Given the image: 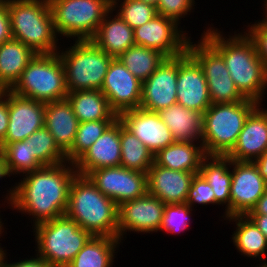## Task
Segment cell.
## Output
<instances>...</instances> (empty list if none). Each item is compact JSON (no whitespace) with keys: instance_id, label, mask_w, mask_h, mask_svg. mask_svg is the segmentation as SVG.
<instances>
[{"instance_id":"obj_1","label":"cell","mask_w":267,"mask_h":267,"mask_svg":"<svg viewBox=\"0 0 267 267\" xmlns=\"http://www.w3.org/2000/svg\"><path fill=\"white\" fill-rule=\"evenodd\" d=\"M77 174L70 162L43 166L22 175L23 180L9 188L4 201L11 209L33 216V226L53 220L65 215L69 189Z\"/></svg>"},{"instance_id":"obj_2","label":"cell","mask_w":267,"mask_h":267,"mask_svg":"<svg viewBox=\"0 0 267 267\" xmlns=\"http://www.w3.org/2000/svg\"><path fill=\"white\" fill-rule=\"evenodd\" d=\"M243 32H234L227 38L217 28L209 27L202 36L222 55L239 92L246 99L262 104L267 91V68L258 56L254 42Z\"/></svg>"},{"instance_id":"obj_3","label":"cell","mask_w":267,"mask_h":267,"mask_svg":"<svg viewBox=\"0 0 267 267\" xmlns=\"http://www.w3.org/2000/svg\"><path fill=\"white\" fill-rule=\"evenodd\" d=\"M118 205L87 176L77 174L69 189L65 215L92 236L118 238Z\"/></svg>"},{"instance_id":"obj_4","label":"cell","mask_w":267,"mask_h":267,"mask_svg":"<svg viewBox=\"0 0 267 267\" xmlns=\"http://www.w3.org/2000/svg\"><path fill=\"white\" fill-rule=\"evenodd\" d=\"M11 34L36 54H54L58 35L48 0H7Z\"/></svg>"},{"instance_id":"obj_5","label":"cell","mask_w":267,"mask_h":267,"mask_svg":"<svg viewBox=\"0 0 267 267\" xmlns=\"http://www.w3.org/2000/svg\"><path fill=\"white\" fill-rule=\"evenodd\" d=\"M257 105L251 99L211 104L203 113L201 144L205 154L226 156L235 146L246 118Z\"/></svg>"},{"instance_id":"obj_6","label":"cell","mask_w":267,"mask_h":267,"mask_svg":"<svg viewBox=\"0 0 267 267\" xmlns=\"http://www.w3.org/2000/svg\"><path fill=\"white\" fill-rule=\"evenodd\" d=\"M33 228L36 253L51 267H67L92 237L66 215Z\"/></svg>"},{"instance_id":"obj_7","label":"cell","mask_w":267,"mask_h":267,"mask_svg":"<svg viewBox=\"0 0 267 267\" xmlns=\"http://www.w3.org/2000/svg\"><path fill=\"white\" fill-rule=\"evenodd\" d=\"M74 41L73 46L58 51L64 66L67 92L101 90L113 57L91 40Z\"/></svg>"},{"instance_id":"obj_8","label":"cell","mask_w":267,"mask_h":267,"mask_svg":"<svg viewBox=\"0 0 267 267\" xmlns=\"http://www.w3.org/2000/svg\"><path fill=\"white\" fill-rule=\"evenodd\" d=\"M10 91L43 103L66 99L65 71L58 52L36 54Z\"/></svg>"},{"instance_id":"obj_9","label":"cell","mask_w":267,"mask_h":267,"mask_svg":"<svg viewBox=\"0 0 267 267\" xmlns=\"http://www.w3.org/2000/svg\"><path fill=\"white\" fill-rule=\"evenodd\" d=\"M57 35L90 40L96 33L111 0H48ZM77 37V38H76Z\"/></svg>"},{"instance_id":"obj_10","label":"cell","mask_w":267,"mask_h":267,"mask_svg":"<svg viewBox=\"0 0 267 267\" xmlns=\"http://www.w3.org/2000/svg\"><path fill=\"white\" fill-rule=\"evenodd\" d=\"M202 34L197 43L191 42V39L189 40L187 52L203 70L211 103H232L246 100L233 82L222 55Z\"/></svg>"},{"instance_id":"obj_11","label":"cell","mask_w":267,"mask_h":267,"mask_svg":"<svg viewBox=\"0 0 267 267\" xmlns=\"http://www.w3.org/2000/svg\"><path fill=\"white\" fill-rule=\"evenodd\" d=\"M179 24L181 23L158 14L134 29L135 44L157 50L166 58L186 53L191 36L188 37V33L178 27Z\"/></svg>"},{"instance_id":"obj_12","label":"cell","mask_w":267,"mask_h":267,"mask_svg":"<svg viewBox=\"0 0 267 267\" xmlns=\"http://www.w3.org/2000/svg\"><path fill=\"white\" fill-rule=\"evenodd\" d=\"M87 177L117 205L148 193L147 173L129 170L122 166L96 169Z\"/></svg>"},{"instance_id":"obj_13","label":"cell","mask_w":267,"mask_h":267,"mask_svg":"<svg viewBox=\"0 0 267 267\" xmlns=\"http://www.w3.org/2000/svg\"><path fill=\"white\" fill-rule=\"evenodd\" d=\"M166 204L155 196L128 200L118 205V239L129 231L134 233H154L160 230Z\"/></svg>"},{"instance_id":"obj_14","label":"cell","mask_w":267,"mask_h":267,"mask_svg":"<svg viewBox=\"0 0 267 267\" xmlns=\"http://www.w3.org/2000/svg\"><path fill=\"white\" fill-rule=\"evenodd\" d=\"M230 169V217L247 215L266 191L267 184L255 162L231 160Z\"/></svg>"},{"instance_id":"obj_15","label":"cell","mask_w":267,"mask_h":267,"mask_svg":"<svg viewBox=\"0 0 267 267\" xmlns=\"http://www.w3.org/2000/svg\"><path fill=\"white\" fill-rule=\"evenodd\" d=\"M101 92L106 96L112 111L119 116L125 111L140 107L142 82L118 58H113Z\"/></svg>"},{"instance_id":"obj_16","label":"cell","mask_w":267,"mask_h":267,"mask_svg":"<svg viewBox=\"0 0 267 267\" xmlns=\"http://www.w3.org/2000/svg\"><path fill=\"white\" fill-rule=\"evenodd\" d=\"M176 94L178 104L202 114L212 104L203 70L188 52L177 56Z\"/></svg>"},{"instance_id":"obj_17","label":"cell","mask_w":267,"mask_h":267,"mask_svg":"<svg viewBox=\"0 0 267 267\" xmlns=\"http://www.w3.org/2000/svg\"><path fill=\"white\" fill-rule=\"evenodd\" d=\"M9 124L0 150L9 143L28 138L42 129L45 122V103L16 95L8 90Z\"/></svg>"},{"instance_id":"obj_18","label":"cell","mask_w":267,"mask_h":267,"mask_svg":"<svg viewBox=\"0 0 267 267\" xmlns=\"http://www.w3.org/2000/svg\"><path fill=\"white\" fill-rule=\"evenodd\" d=\"M177 57L165 58L142 82L140 108L159 112L177 103Z\"/></svg>"},{"instance_id":"obj_19","label":"cell","mask_w":267,"mask_h":267,"mask_svg":"<svg viewBox=\"0 0 267 267\" xmlns=\"http://www.w3.org/2000/svg\"><path fill=\"white\" fill-rule=\"evenodd\" d=\"M118 119L154 155L175 142L170 129L160 119L158 112L139 107L121 113Z\"/></svg>"},{"instance_id":"obj_20","label":"cell","mask_w":267,"mask_h":267,"mask_svg":"<svg viewBox=\"0 0 267 267\" xmlns=\"http://www.w3.org/2000/svg\"><path fill=\"white\" fill-rule=\"evenodd\" d=\"M258 104L246 118L233 149L226 155L233 161H256L267 151V109Z\"/></svg>"},{"instance_id":"obj_21","label":"cell","mask_w":267,"mask_h":267,"mask_svg":"<svg viewBox=\"0 0 267 267\" xmlns=\"http://www.w3.org/2000/svg\"><path fill=\"white\" fill-rule=\"evenodd\" d=\"M79 175L121 165L120 120L117 118L74 163Z\"/></svg>"},{"instance_id":"obj_22","label":"cell","mask_w":267,"mask_h":267,"mask_svg":"<svg viewBox=\"0 0 267 267\" xmlns=\"http://www.w3.org/2000/svg\"><path fill=\"white\" fill-rule=\"evenodd\" d=\"M195 173L171 170L155 163L147 172L148 194L165 204H184Z\"/></svg>"},{"instance_id":"obj_23","label":"cell","mask_w":267,"mask_h":267,"mask_svg":"<svg viewBox=\"0 0 267 267\" xmlns=\"http://www.w3.org/2000/svg\"><path fill=\"white\" fill-rule=\"evenodd\" d=\"M112 13V9L106 13L95 35L90 40L111 57L118 58L128 48L136 44L134 29L117 13L116 15Z\"/></svg>"},{"instance_id":"obj_24","label":"cell","mask_w":267,"mask_h":267,"mask_svg":"<svg viewBox=\"0 0 267 267\" xmlns=\"http://www.w3.org/2000/svg\"><path fill=\"white\" fill-rule=\"evenodd\" d=\"M44 127L55 139L58 147L66 154L72 147L79 120L67 99L45 103Z\"/></svg>"},{"instance_id":"obj_25","label":"cell","mask_w":267,"mask_h":267,"mask_svg":"<svg viewBox=\"0 0 267 267\" xmlns=\"http://www.w3.org/2000/svg\"><path fill=\"white\" fill-rule=\"evenodd\" d=\"M205 156L201 142L175 141L154 155V163L171 170L198 174Z\"/></svg>"},{"instance_id":"obj_26","label":"cell","mask_w":267,"mask_h":267,"mask_svg":"<svg viewBox=\"0 0 267 267\" xmlns=\"http://www.w3.org/2000/svg\"><path fill=\"white\" fill-rule=\"evenodd\" d=\"M230 165L231 159L227 156L206 155L201 162L199 171L214 191L215 205H226L225 214L223 215L224 220L230 217V187L232 180Z\"/></svg>"},{"instance_id":"obj_27","label":"cell","mask_w":267,"mask_h":267,"mask_svg":"<svg viewBox=\"0 0 267 267\" xmlns=\"http://www.w3.org/2000/svg\"><path fill=\"white\" fill-rule=\"evenodd\" d=\"M175 141L201 142L203 114L176 103L158 112ZM198 140V141H197Z\"/></svg>"},{"instance_id":"obj_28","label":"cell","mask_w":267,"mask_h":267,"mask_svg":"<svg viewBox=\"0 0 267 267\" xmlns=\"http://www.w3.org/2000/svg\"><path fill=\"white\" fill-rule=\"evenodd\" d=\"M36 55L29 47L14 38L0 44V85L10 90L23 70Z\"/></svg>"},{"instance_id":"obj_29","label":"cell","mask_w":267,"mask_h":267,"mask_svg":"<svg viewBox=\"0 0 267 267\" xmlns=\"http://www.w3.org/2000/svg\"><path fill=\"white\" fill-rule=\"evenodd\" d=\"M66 99L69 101L80 123L98 120H116L118 118L110 108L108 100L101 90H77L68 92Z\"/></svg>"},{"instance_id":"obj_30","label":"cell","mask_w":267,"mask_h":267,"mask_svg":"<svg viewBox=\"0 0 267 267\" xmlns=\"http://www.w3.org/2000/svg\"><path fill=\"white\" fill-rule=\"evenodd\" d=\"M229 219V220H228ZM228 221H234L236 229L232 235L233 244L237 252L250 258H257L267 261L265 258L267 252V238L258 229L255 223L247 215H235L226 218Z\"/></svg>"},{"instance_id":"obj_31","label":"cell","mask_w":267,"mask_h":267,"mask_svg":"<svg viewBox=\"0 0 267 267\" xmlns=\"http://www.w3.org/2000/svg\"><path fill=\"white\" fill-rule=\"evenodd\" d=\"M120 243L115 237L92 236L67 267H113Z\"/></svg>"},{"instance_id":"obj_32","label":"cell","mask_w":267,"mask_h":267,"mask_svg":"<svg viewBox=\"0 0 267 267\" xmlns=\"http://www.w3.org/2000/svg\"><path fill=\"white\" fill-rule=\"evenodd\" d=\"M121 165L129 170L147 173L154 154L120 121Z\"/></svg>"},{"instance_id":"obj_33","label":"cell","mask_w":267,"mask_h":267,"mask_svg":"<svg viewBox=\"0 0 267 267\" xmlns=\"http://www.w3.org/2000/svg\"><path fill=\"white\" fill-rule=\"evenodd\" d=\"M166 57L159 51L134 45L118 59L141 82H144Z\"/></svg>"},{"instance_id":"obj_34","label":"cell","mask_w":267,"mask_h":267,"mask_svg":"<svg viewBox=\"0 0 267 267\" xmlns=\"http://www.w3.org/2000/svg\"><path fill=\"white\" fill-rule=\"evenodd\" d=\"M7 172L10 175H24L43 165L31 155L30 141L22 140L19 142L6 144L1 150Z\"/></svg>"},{"instance_id":"obj_35","label":"cell","mask_w":267,"mask_h":267,"mask_svg":"<svg viewBox=\"0 0 267 267\" xmlns=\"http://www.w3.org/2000/svg\"><path fill=\"white\" fill-rule=\"evenodd\" d=\"M26 140L30 141L31 155L43 166L67 162L66 154L58 147L55 139L45 127L35 131Z\"/></svg>"},{"instance_id":"obj_36","label":"cell","mask_w":267,"mask_h":267,"mask_svg":"<svg viewBox=\"0 0 267 267\" xmlns=\"http://www.w3.org/2000/svg\"><path fill=\"white\" fill-rule=\"evenodd\" d=\"M115 120L79 123L74 143L66 153L67 162L75 163Z\"/></svg>"},{"instance_id":"obj_37","label":"cell","mask_w":267,"mask_h":267,"mask_svg":"<svg viewBox=\"0 0 267 267\" xmlns=\"http://www.w3.org/2000/svg\"><path fill=\"white\" fill-rule=\"evenodd\" d=\"M111 9L117 10L114 13H117L132 29L142 26L158 15L156 6L139 0H111Z\"/></svg>"},{"instance_id":"obj_38","label":"cell","mask_w":267,"mask_h":267,"mask_svg":"<svg viewBox=\"0 0 267 267\" xmlns=\"http://www.w3.org/2000/svg\"><path fill=\"white\" fill-rule=\"evenodd\" d=\"M188 204H166L160 231L170 234L185 232L190 224V215L193 211Z\"/></svg>"},{"instance_id":"obj_39","label":"cell","mask_w":267,"mask_h":267,"mask_svg":"<svg viewBox=\"0 0 267 267\" xmlns=\"http://www.w3.org/2000/svg\"><path fill=\"white\" fill-rule=\"evenodd\" d=\"M197 203L201 206L209 204L215 205L214 191L200 173L195 174L193 177L186 199V204L192 209Z\"/></svg>"},{"instance_id":"obj_40","label":"cell","mask_w":267,"mask_h":267,"mask_svg":"<svg viewBox=\"0 0 267 267\" xmlns=\"http://www.w3.org/2000/svg\"><path fill=\"white\" fill-rule=\"evenodd\" d=\"M195 0H160L157 7V13L164 17L171 18L178 23L181 18H185L188 12L195 8Z\"/></svg>"},{"instance_id":"obj_41","label":"cell","mask_w":267,"mask_h":267,"mask_svg":"<svg viewBox=\"0 0 267 267\" xmlns=\"http://www.w3.org/2000/svg\"><path fill=\"white\" fill-rule=\"evenodd\" d=\"M247 29L246 33L254 42L256 52L267 68V19L263 17L261 21L248 25Z\"/></svg>"},{"instance_id":"obj_42","label":"cell","mask_w":267,"mask_h":267,"mask_svg":"<svg viewBox=\"0 0 267 267\" xmlns=\"http://www.w3.org/2000/svg\"><path fill=\"white\" fill-rule=\"evenodd\" d=\"M12 38L7 0H0V44Z\"/></svg>"},{"instance_id":"obj_43","label":"cell","mask_w":267,"mask_h":267,"mask_svg":"<svg viewBox=\"0 0 267 267\" xmlns=\"http://www.w3.org/2000/svg\"><path fill=\"white\" fill-rule=\"evenodd\" d=\"M9 124L8 90L0 95V143L4 140Z\"/></svg>"},{"instance_id":"obj_44","label":"cell","mask_w":267,"mask_h":267,"mask_svg":"<svg viewBox=\"0 0 267 267\" xmlns=\"http://www.w3.org/2000/svg\"><path fill=\"white\" fill-rule=\"evenodd\" d=\"M2 267H51L44 259H42L37 253L35 257L26 258L22 261H17L13 263H8L7 258L3 263Z\"/></svg>"},{"instance_id":"obj_45","label":"cell","mask_w":267,"mask_h":267,"mask_svg":"<svg viewBox=\"0 0 267 267\" xmlns=\"http://www.w3.org/2000/svg\"><path fill=\"white\" fill-rule=\"evenodd\" d=\"M247 215H267V189Z\"/></svg>"},{"instance_id":"obj_46","label":"cell","mask_w":267,"mask_h":267,"mask_svg":"<svg viewBox=\"0 0 267 267\" xmlns=\"http://www.w3.org/2000/svg\"><path fill=\"white\" fill-rule=\"evenodd\" d=\"M267 238V215H247Z\"/></svg>"},{"instance_id":"obj_47","label":"cell","mask_w":267,"mask_h":267,"mask_svg":"<svg viewBox=\"0 0 267 267\" xmlns=\"http://www.w3.org/2000/svg\"><path fill=\"white\" fill-rule=\"evenodd\" d=\"M254 162L260 172V175L264 178V181L267 184V151Z\"/></svg>"},{"instance_id":"obj_48","label":"cell","mask_w":267,"mask_h":267,"mask_svg":"<svg viewBox=\"0 0 267 267\" xmlns=\"http://www.w3.org/2000/svg\"><path fill=\"white\" fill-rule=\"evenodd\" d=\"M8 176H9V174H8L7 168L5 166L3 156L0 154V180L2 178H6Z\"/></svg>"},{"instance_id":"obj_49","label":"cell","mask_w":267,"mask_h":267,"mask_svg":"<svg viewBox=\"0 0 267 267\" xmlns=\"http://www.w3.org/2000/svg\"><path fill=\"white\" fill-rule=\"evenodd\" d=\"M4 226H3V224L0 226V236H2V234H3V232L4 231H2V230H4V228H3ZM3 248L4 247H1V245H0V267H2L3 266V263H4V261H5V258L7 257L6 255H7V253H6V250H3Z\"/></svg>"},{"instance_id":"obj_50","label":"cell","mask_w":267,"mask_h":267,"mask_svg":"<svg viewBox=\"0 0 267 267\" xmlns=\"http://www.w3.org/2000/svg\"><path fill=\"white\" fill-rule=\"evenodd\" d=\"M139 1L157 6L160 0H139Z\"/></svg>"},{"instance_id":"obj_51","label":"cell","mask_w":267,"mask_h":267,"mask_svg":"<svg viewBox=\"0 0 267 267\" xmlns=\"http://www.w3.org/2000/svg\"><path fill=\"white\" fill-rule=\"evenodd\" d=\"M264 2H265V3H263L264 8H265V9H264V10H265L264 14H266V15H265V19H267V0H264Z\"/></svg>"},{"instance_id":"obj_52","label":"cell","mask_w":267,"mask_h":267,"mask_svg":"<svg viewBox=\"0 0 267 267\" xmlns=\"http://www.w3.org/2000/svg\"><path fill=\"white\" fill-rule=\"evenodd\" d=\"M260 263L261 264H259V266H257V267H267V263H266V261H263V263L261 262V260H260ZM256 267V266H255Z\"/></svg>"},{"instance_id":"obj_53","label":"cell","mask_w":267,"mask_h":267,"mask_svg":"<svg viewBox=\"0 0 267 267\" xmlns=\"http://www.w3.org/2000/svg\"><path fill=\"white\" fill-rule=\"evenodd\" d=\"M5 90L2 88V86L0 85V95L4 92Z\"/></svg>"},{"instance_id":"obj_54","label":"cell","mask_w":267,"mask_h":267,"mask_svg":"<svg viewBox=\"0 0 267 267\" xmlns=\"http://www.w3.org/2000/svg\"><path fill=\"white\" fill-rule=\"evenodd\" d=\"M0 217H1V215H0ZM2 225V219L0 218V226Z\"/></svg>"}]
</instances>
